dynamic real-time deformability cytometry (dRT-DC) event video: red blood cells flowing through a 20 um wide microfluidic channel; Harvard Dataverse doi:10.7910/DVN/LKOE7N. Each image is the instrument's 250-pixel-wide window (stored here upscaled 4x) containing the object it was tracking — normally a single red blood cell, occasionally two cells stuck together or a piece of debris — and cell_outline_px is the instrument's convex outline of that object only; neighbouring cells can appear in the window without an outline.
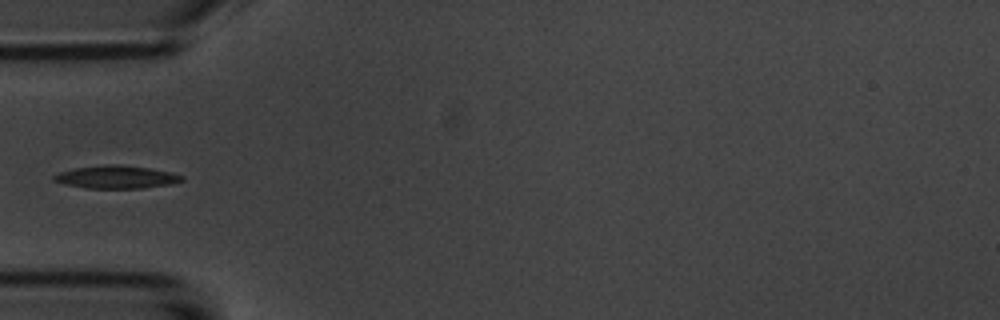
{"species": "common noctule bat (a hibernating species)", "species_latin": "Nyctalus noctula", "temperature_condition": "room temperature", "stored_images_in_passage": 5, "camera_frame_rate_fps": 3000, "um_per_image_px": 0.085, "animal": {"sex": "male", "body_mass_g": 20.1, "forearm_length_mm": 53.5}, "frame": {"image": 1, "passage_image": 4, "time_ms": 3.667, "image_size_px": [1000, 320], "cell_outline_px": [[184, 180], [168, 184], [140, 188], [88, 188], [64, 184], [52, 180], [52, 176], [60, 172], [76, 168], [104, 164], [120, 164], [148, 168], [172, 172], [184, 176]], "centroid_in_image_um": [9.87, 15.04], "position_along_channel_um": 75.1, "area_um2": 16.94}}